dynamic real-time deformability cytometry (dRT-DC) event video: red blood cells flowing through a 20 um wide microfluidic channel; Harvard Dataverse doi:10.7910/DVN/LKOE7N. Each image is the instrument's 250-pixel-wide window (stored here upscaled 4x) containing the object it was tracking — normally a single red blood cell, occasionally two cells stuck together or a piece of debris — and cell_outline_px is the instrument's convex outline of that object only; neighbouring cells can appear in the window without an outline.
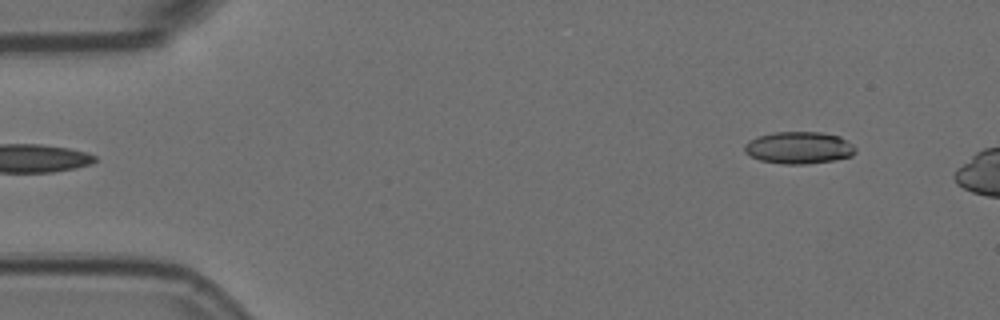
{"species": "Egyptian fruit bat (a non-hibernating species)", "species_latin": "Rousettus aegyptiacus", "temperature_condition": "room temperature", "stored_images_in_passage": 3, "camera_frame_rate_fps": 3000, "um_per_image_px": 0.085, "animal": {"sex": "female"}, "frame": {"image": 1, "passage_image": 3, "time_ms": 0.667, "image_size_px": [1000, 320], "cell_outline_px": [[856, 152], [852, 156], [832, 160], [808, 164], [784, 164], [760, 160], [748, 156], [744, 152], [744, 144], [748, 140], [756, 136], [772, 132], [820, 132], [840, 136], [852, 144], [856, 148]], "centroid_in_image_um": [67.87, 12.55], "position_along_channel_um": 17.1, "area_um2": 20.98}}